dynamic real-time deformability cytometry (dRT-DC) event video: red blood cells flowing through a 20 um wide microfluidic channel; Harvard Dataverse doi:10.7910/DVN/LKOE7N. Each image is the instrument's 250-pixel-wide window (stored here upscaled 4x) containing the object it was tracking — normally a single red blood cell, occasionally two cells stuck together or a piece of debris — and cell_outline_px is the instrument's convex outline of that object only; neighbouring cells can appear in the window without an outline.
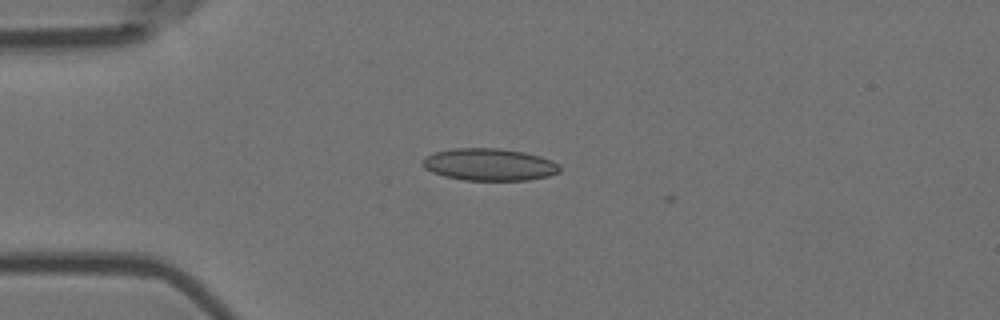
{"species": "Egyptian fruit bat (a non-hibernating species)", "species_latin": "Rousettus aegyptiacus", "temperature_condition": "room temperature", "stored_images_in_passage": 5, "camera_frame_rate_fps": 3000, "um_per_image_px": 0.085, "animal": {"sex": "female"}, "frame": {"image": 1, "passage_image": 3, "time_ms": 0.667, "image_size_px": [1000, 320], "cell_outline_px": [[560, 172], [548, 176], [528, 180], [464, 180], [444, 176], [432, 172], [424, 168], [420, 164], [420, 160], [424, 156], [436, 152], [456, 148], [500, 148], [524, 152], [540, 156], [552, 160], [560, 164]], "centroid_in_image_um": [41.58, 13.98], "position_along_channel_um": 43.4, "area_um2": 25.95}}